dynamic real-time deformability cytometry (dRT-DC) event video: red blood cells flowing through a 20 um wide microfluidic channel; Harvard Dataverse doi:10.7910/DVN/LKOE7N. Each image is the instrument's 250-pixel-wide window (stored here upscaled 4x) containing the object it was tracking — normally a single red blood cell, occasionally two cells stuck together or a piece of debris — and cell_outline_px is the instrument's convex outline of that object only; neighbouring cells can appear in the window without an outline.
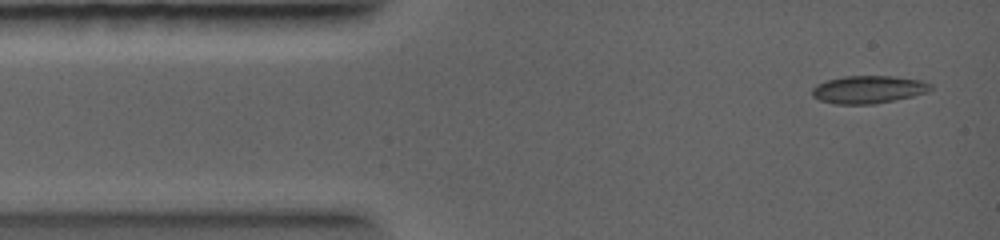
{"species": "common noctule bat (a hibernating species)", "species_latin": "Nyctalus noctula", "temperature_condition": "warm", "stored_images_in_passage": 5, "camera_frame_rate_fps": 5000, "um_per_image_px": 0.085, "animal": {"sex": "female", "body_mass_g": 19.0, "forearm_length_mm": 56.7}, "frame": {"image": 1, "passage_image": 1, "time_ms": 0.0, "image_size_px": [1000, 240], "cell_outline_px": [[932, 88], [928, 92], [912, 96], [876, 104], [836, 104], [820, 100], [812, 96], [812, 88], [816, 84], [828, 80], [844, 76], [892, 76], [920, 80], [932, 84]], "centroid_in_image_um": [73.81, 7.61], "position_along_channel_um": 11.2, "area_um2": 19.13}}
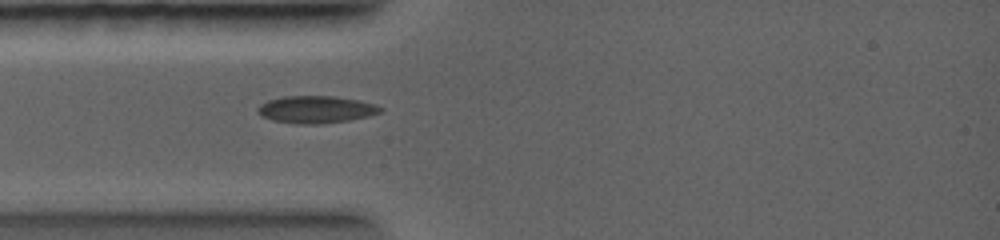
{"frame": {"image": 2, "passage_image": 3, "time_ms": 2.2, "image_size_px": [1000, 240], "cell_outline_px": [[384, 112], [368, 116], [348, 120], [324, 124], [296, 124], [272, 120], [260, 116], [256, 112], [256, 108], [260, 104], [268, 100], [284, 96], [332, 96], [356, 100], [376, 104], [384, 108]], "centroid_in_image_um": [26.84, 9.31], "position_along_channel_um": 58.2, "area_um2": 19.71}}
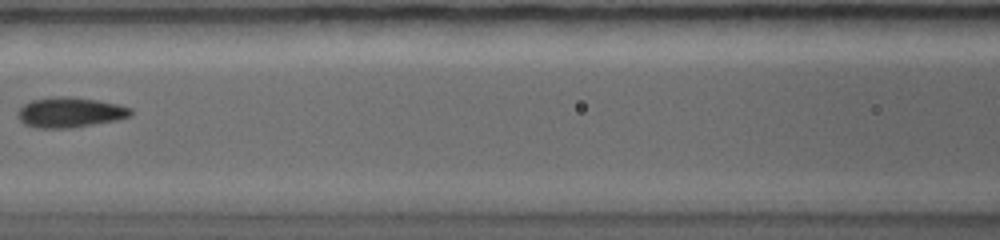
{"frame": {"image": 3, "passage_image": 5, "time_ms": 4.2, "image_size_px": [1000, 240], "cell_outline_px": [[132, 116], [116, 120], [72, 128], [36, 128], [24, 124], [16, 116], [16, 112], [24, 104], [32, 100], [56, 96], [68, 96], [96, 100], [116, 104], [132, 108]], "centroid_in_image_um": [5.92, 9.56], "position_along_channel_um": 160.7, "area_um2": 19.94}}